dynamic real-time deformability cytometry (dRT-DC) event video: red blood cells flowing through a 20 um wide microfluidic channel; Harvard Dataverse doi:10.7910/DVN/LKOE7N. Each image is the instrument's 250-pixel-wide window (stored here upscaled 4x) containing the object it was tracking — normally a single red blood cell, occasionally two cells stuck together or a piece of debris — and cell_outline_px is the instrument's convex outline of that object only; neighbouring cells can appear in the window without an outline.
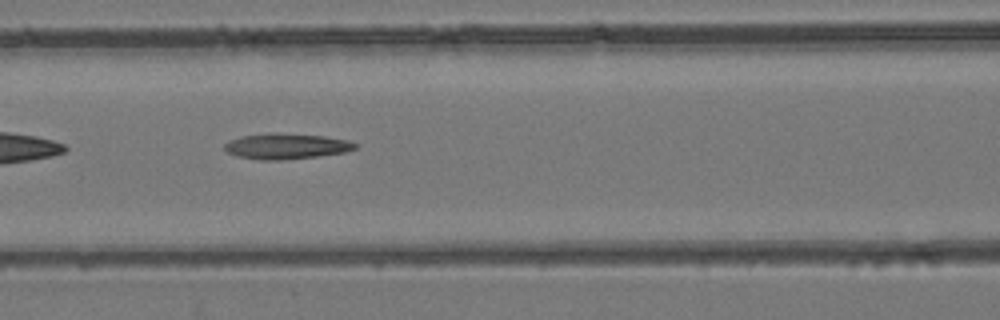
{"species": "common noctule bat (a hibernating species)", "species_latin": "Nyctalus noctula", "temperature_condition": "room temperature", "stored_images_in_passage": 48, "camera_frame_rate_fps": 3000, "um_per_image_px": 0.085, "animal": {"sex": "female", "body_mass_g": 24.6, "forearm_length_mm": 56.2}, "frame": {"image": 1, "passage_image": 21, "time_ms": 6.667, "image_size_px": [1000, 320], "cell_outline_px": [[360, 144], [356, 148], [344, 152], [320, 156], [280, 160], [260, 160], [236, 156], [228, 152], [224, 148], [224, 144], [228, 140], [240, 136], [268, 132], [324, 136], [348, 140]], "centroid_in_image_um": [24.31, 12.42], "position_along_channel_um": 142.3, "area_um2": 19.71}}